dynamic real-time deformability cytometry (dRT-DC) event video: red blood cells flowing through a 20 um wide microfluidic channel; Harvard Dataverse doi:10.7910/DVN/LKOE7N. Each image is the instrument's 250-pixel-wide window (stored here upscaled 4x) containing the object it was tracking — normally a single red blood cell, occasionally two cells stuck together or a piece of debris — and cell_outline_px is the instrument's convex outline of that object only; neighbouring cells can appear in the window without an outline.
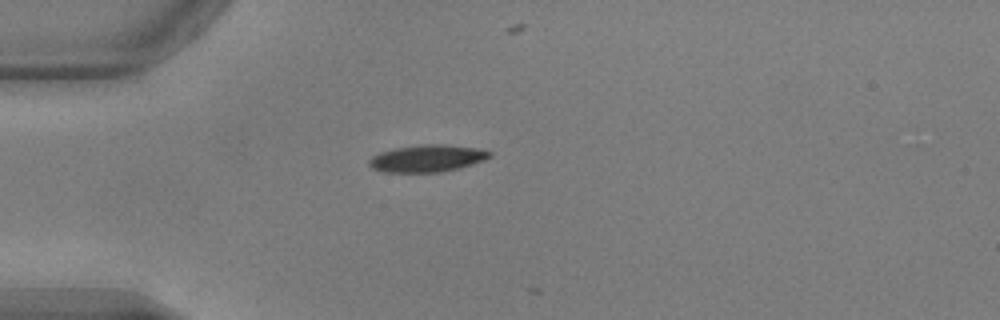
{"species": "common noctule bat (a hibernating species)", "species_latin": "Nyctalus noctula", "temperature_condition": "warm", "stored_images_in_passage": 4, "camera_frame_rate_fps": 3000, "um_per_image_px": 0.085, "animal": {"sex": "male", "body_mass_g": 17.9, "forearm_length_mm": 54.2}, "frame": {"image": 1, "passage_image": 1, "time_ms": 0.0, "image_size_px": [1000, 320], "cell_outline_px": [[492, 156], [484, 160], [460, 168], [440, 172], [384, 172], [372, 168], [368, 164], [368, 160], [372, 156], [380, 152], [396, 148], [420, 144], [448, 144], [476, 148], [492, 152]], "centroid_in_image_um": [36.31, 13.46], "position_along_channel_um": 48.7, "area_um2": 19.13}}